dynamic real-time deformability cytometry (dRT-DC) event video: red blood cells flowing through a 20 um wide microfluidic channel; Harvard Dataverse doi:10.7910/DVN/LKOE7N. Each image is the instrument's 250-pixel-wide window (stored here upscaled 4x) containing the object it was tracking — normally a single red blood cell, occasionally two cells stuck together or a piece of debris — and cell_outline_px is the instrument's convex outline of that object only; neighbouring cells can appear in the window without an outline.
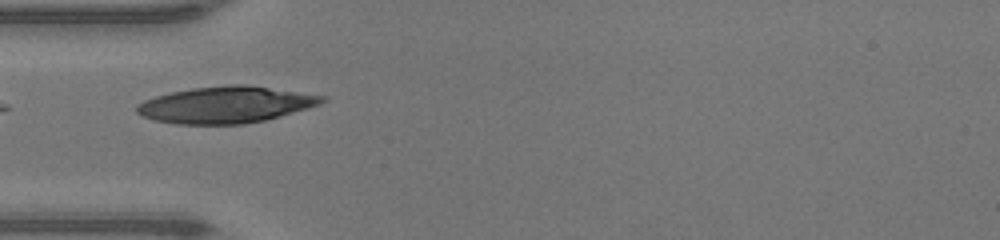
{"species": "human", "species_latin": "Homo sapiens", "temperature_condition": "warm", "stored_images_in_passage": 31, "camera_frame_rate_fps": 3000, "um_per_image_px": 0.085, "donor": {"sex": "male"}, "frame": {"image": 1, "passage_image": 1, "time_ms": 0.0, "image_size_px": [1000, 240], "cell_outline_px": [[328, 100], [320, 104], [308, 108], [280, 116], [264, 120], [244, 124], [176, 124], [156, 120], [144, 116], [136, 112], [136, 104], [144, 100], [156, 96], [172, 92], [192, 88], [232, 84], [244, 84], [328, 96]], "centroid_in_image_um": [19.22, 8.9], "position_along_channel_um": 65.8, "area_um2": 39.36}}
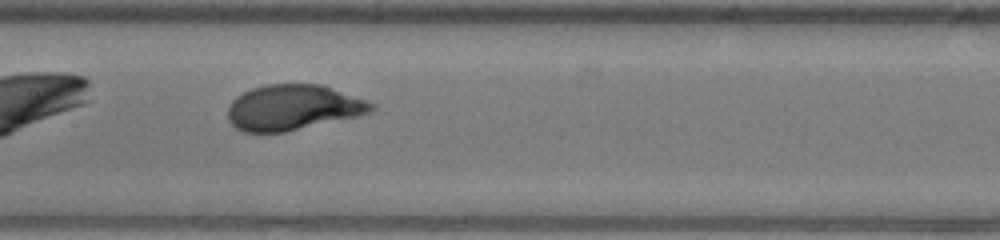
{"frame": {"image": 2, "passage_image": 9, "time_ms": 2.667, "image_size_px": [1000, 240], "cell_outline_px": [[376, 108], [372, 112], [356, 116], [284, 132], [244, 132], [236, 128], [228, 120], [228, 108], [232, 100], [236, 96], [252, 88], [264, 84], [320, 84], [376, 104]], "centroid_in_image_um": [24.88, 9.13], "position_along_channel_um": 182.5, "area_um2": 37.74}}
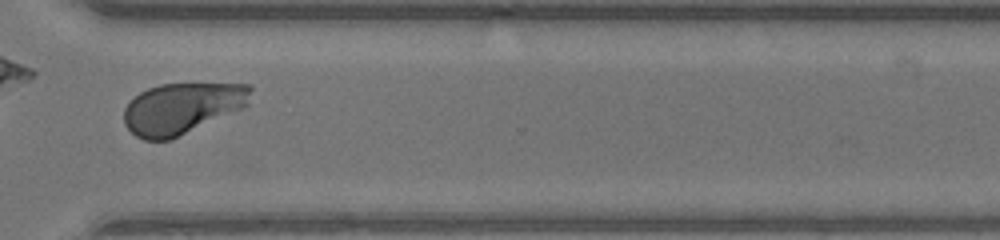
{"frame": {"image": 3, "passage_image": 21, "time_ms": 6.667, "image_size_px": [1000, 240], "cell_outline_px": [[252, 88], [248, 104], [244, 108], [168, 140], [144, 140], [136, 136], [124, 124], [124, 108], [140, 92], [148, 88], [160, 84], [252, 84]], "centroid_in_image_um": [15.48, 9.19], "position_along_channel_um": 355.1, "area_um2": 37.4}, "authors_computed_cell_mechanics": {"area_um2": 38.3214, "velocity_mm_per_s": 4.334, "shape_relaxation_time_tau1_ms": 2.3801, "shape_relaxation_time_tau2_ms": null, "deformation_change_tau1": 0.1728, "deformation_change_tau2": null}}